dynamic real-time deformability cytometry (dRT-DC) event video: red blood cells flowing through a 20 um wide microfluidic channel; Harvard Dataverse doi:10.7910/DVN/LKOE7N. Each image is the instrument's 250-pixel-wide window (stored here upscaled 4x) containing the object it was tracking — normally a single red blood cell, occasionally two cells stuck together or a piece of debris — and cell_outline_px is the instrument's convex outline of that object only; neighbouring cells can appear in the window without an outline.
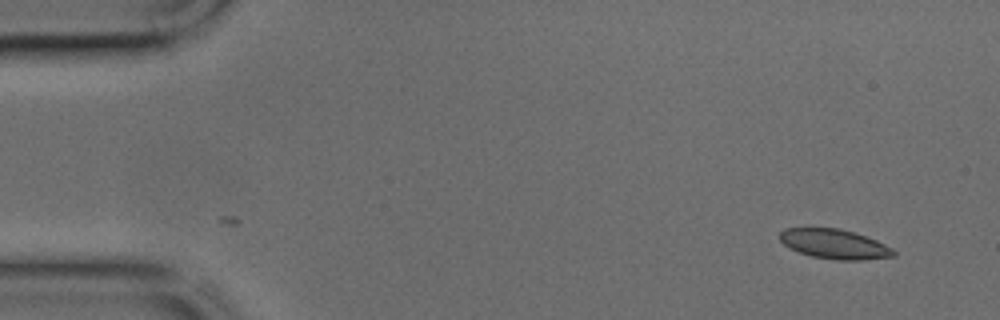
{"species": "common noctule bat (a hibernating species)", "species_latin": "Nyctalus noctula", "temperature_condition": "cold", "stored_images_in_passage": 4, "camera_frame_rate_fps": 3000, "um_per_image_px": 0.085, "animal": {"sex": "male", "body_mass_g": 17.9, "forearm_length_mm": 54.2}, "frame": {"image": 1, "passage_image": 4, "time_ms": 1.0, "image_size_px": [1000, 320], "cell_outline_px": [[896, 256], [864, 260], [836, 260], [812, 256], [800, 252], [784, 244], [780, 240], [780, 232], [784, 228], [840, 228], [856, 232], [876, 240], [892, 248], [896, 252]], "centroid_in_image_um": [70.97, 20.74], "position_along_channel_um": 14.0, "area_um2": 19.65}}